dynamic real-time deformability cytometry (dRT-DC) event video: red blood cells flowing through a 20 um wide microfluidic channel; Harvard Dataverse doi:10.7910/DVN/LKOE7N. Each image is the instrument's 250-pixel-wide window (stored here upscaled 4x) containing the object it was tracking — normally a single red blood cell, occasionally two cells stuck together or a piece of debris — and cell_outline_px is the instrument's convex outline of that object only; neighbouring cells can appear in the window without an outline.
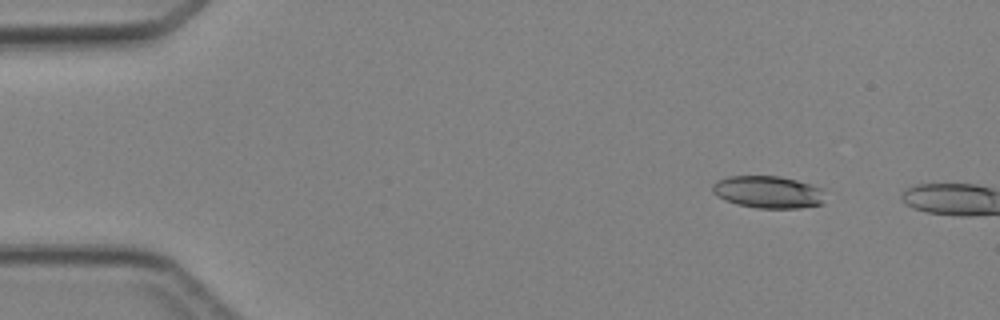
{"species": "Egyptian fruit bat (a non-hibernating species)", "species_latin": "Rousettus aegyptiacus", "temperature_condition": "cold", "stored_images_in_passage": 2, "camera_frame_rate_fps": 3000, "um_per_image_px": 0.085, "animal": {"sex": "female"}, "frame": {"image": 1, "passage_image": 1, "time_ms": 0.0, "image_size_px": [1000, 320], "cell_outline_px": [[824, 204], [800, 208], [756, 208], [736, 204], [724, 200], [716, 196], [712, 192], [712, 184], [716, 180], [728, 176], [780, 176], [796, 180], [820, 188]], "centroid_in_image_um": [65.21, 16.33], "position_along_channel_um": 19.8, "area_um2": 21.21}}